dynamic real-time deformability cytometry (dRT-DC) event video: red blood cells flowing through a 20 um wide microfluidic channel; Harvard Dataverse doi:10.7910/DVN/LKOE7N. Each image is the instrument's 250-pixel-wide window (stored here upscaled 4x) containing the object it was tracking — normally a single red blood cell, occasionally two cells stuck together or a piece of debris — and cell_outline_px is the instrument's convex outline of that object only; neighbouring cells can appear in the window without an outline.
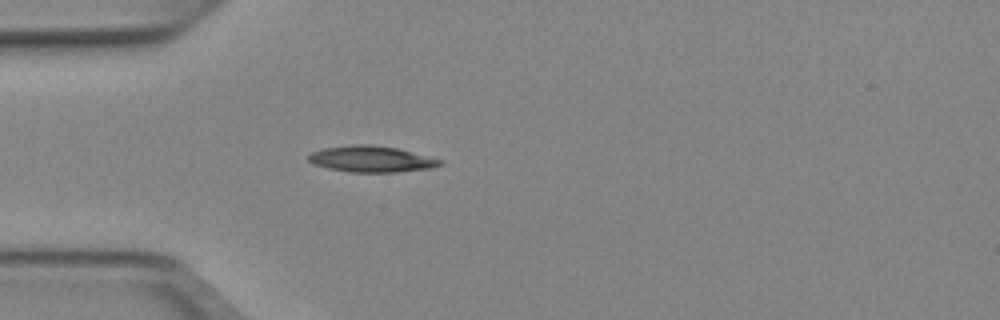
{"species": "Egyptian fruit bat (a non-hibernating species)", "species_latin": "Rousettus aegyptiacus", "temperature_condition": "cold", "stored_images_in_passage": 37, "camera_frame_rate_fps": 3000, "um_per_image_px": 0.085, "animal": {"sex": "female"}, "frame": {"image": 1, "passage_image": 1, "time_ms": 0.0, "image_size_px": [1000, 320], "cell_outline_px": [[444, 164], [432, 168], [396, 172], [352, 172], [328, 168], [312, 164], [308, 160], [308, 156], [312, 152], [324, 148], [352, 144], [368, 144], [396, 148], [444, 160]], "centroid_in_image_um": [31.58, 13.52], "position_along_channel_um": 53.4, "area_um2": 20.06}}
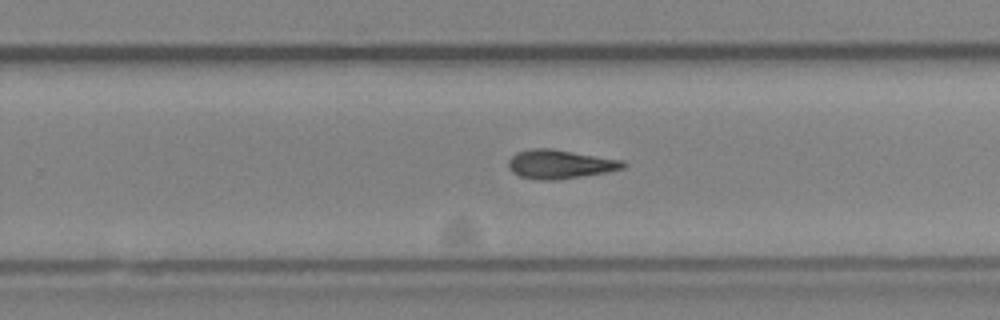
{"frame": {"image": 2, "passage_image": 19, "time_ms": 6.0, "image_size_px": [1000, 320], "cell_outline_px": [[628, 164], [624, 168], [608, 172], [556, 180], [536, 180], [520, 176], [512, 172], [508, 168], [508, 160], [516, 152], [532, 148], [552, 148], [624, 160]], "centroid_in_image_um": [47.61, 13.95], "position_along_channel_um": 282.2, "area_um2": 19.59}}
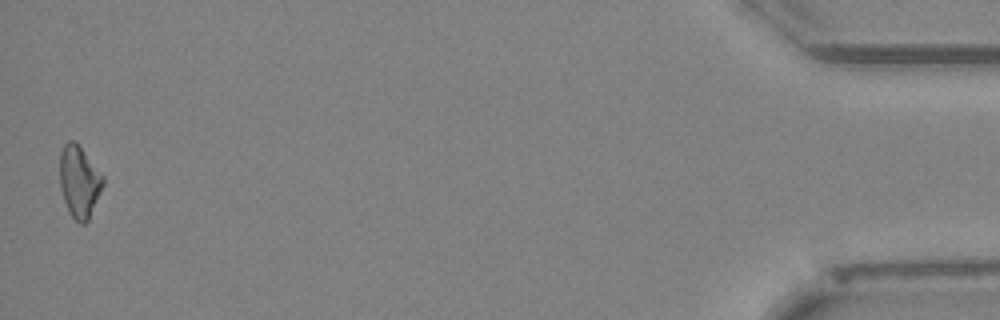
{"frame": {"image": 3, "passage_image": 37, "time_ms": 12.0, "image_size_px": [1000, 320], "cell_outline_px": [[104, 184], [88, 220], [84, 224], [80, 224], [68, 212], [60, 188], [60, 152], [64, 144], [68, 140], [72, 140], [80, 148], [104, 176]], "centroid_in_image_um": [6.73, 15.46], "position_along_channel_um": 428.5, "area_um2": 17.86}, "authors_computed_cell_mechanics": {"area_um2": 18.6694, "velocity_mm_per_s": 3.9595, "shape_relaxation_time_tau1_ms": null, "shape_relaxation_time_tau2_ms": 7.0016, "deformation_change_tau1": null, "deformation_change_tau2": 0.1772}}